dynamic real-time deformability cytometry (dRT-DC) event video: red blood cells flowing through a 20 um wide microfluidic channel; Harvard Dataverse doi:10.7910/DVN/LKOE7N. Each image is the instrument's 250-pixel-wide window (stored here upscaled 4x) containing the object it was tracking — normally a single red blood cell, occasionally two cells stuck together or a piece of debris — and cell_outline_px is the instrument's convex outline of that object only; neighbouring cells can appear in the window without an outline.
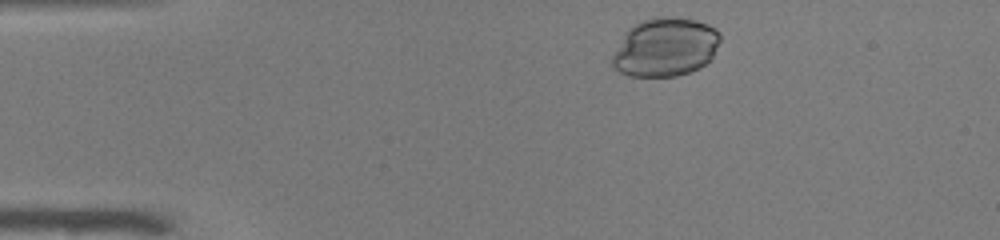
{"species": "common noctule bat (a hibernating species)", "species_latin": "Nyctalus noctula", "temperature_condition": "warm", "stored_images_in_passage": 44, "camera_frame_rate_fps": 3000, "um_per_image_px": 0.085, "animal": {"sex": "male", "body_mass_g": 19.0, "forearm_length_mm": 50.8}, "frame": {"image": 1, "passage_image": 2, "time_ms": 0.333, "image_size_px": [1000, 240], "cell_outline_px": [[720, 40], [712, 56], [700, 68], [676, 76], [628, 76], [612, 68], [612, 56], [628, 28], [644, 20], [656, 16], [676, 16], [696, 20], [708, 24], [716, 28], [720, 32]], "centroid_in_image_um": [56.55, 4.0], "position_along_channel_um": 28.4, "area_um2": 36.93}}
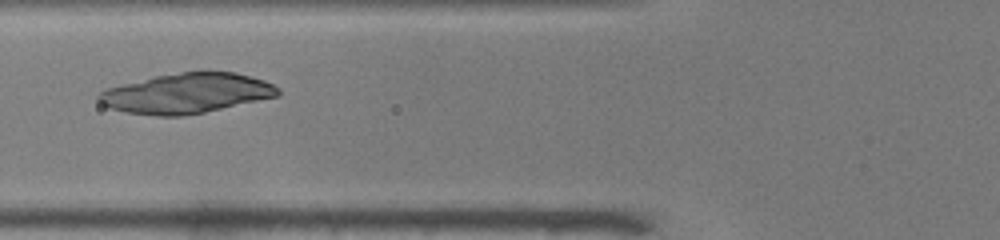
{"frame": {"image": 2, "passage_image": 13, "time_ms": 4.0, "image_size_px": [1000, 240], "cell_outline_px": [[280, 96], [204, 112], [180, 116], [156, 116], [128, 112], [112, 108], [100, 104], [96, 100], [96, 96], [104, 88], [156, 76], [204, 68], [236, 72], [264, 80], [280, 88]], "centroid_in_image_um": [15.89, 7.89], "position_along_channel_um": 109.9, "area_um2": 42.54}}
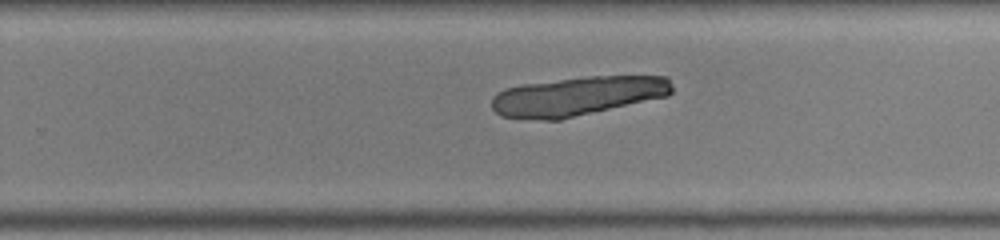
{"frame": {"image": 3, "passage_image": 26, "time_ms": 8.333, "image_size_px": [1000, 240], "cell_outline_px": [[672, 92], [668, 96], [560, 120], [544, 120], [500, 116], [492, 108], [492, 96], [496, 92], [504, 88], [524, 84], [588, 76], [668, 76], [672, 84]], "centroid_in_image_um": [49.09, 8.17], "position_along_channel_um": 280.7, "area_um2": 41.27}}